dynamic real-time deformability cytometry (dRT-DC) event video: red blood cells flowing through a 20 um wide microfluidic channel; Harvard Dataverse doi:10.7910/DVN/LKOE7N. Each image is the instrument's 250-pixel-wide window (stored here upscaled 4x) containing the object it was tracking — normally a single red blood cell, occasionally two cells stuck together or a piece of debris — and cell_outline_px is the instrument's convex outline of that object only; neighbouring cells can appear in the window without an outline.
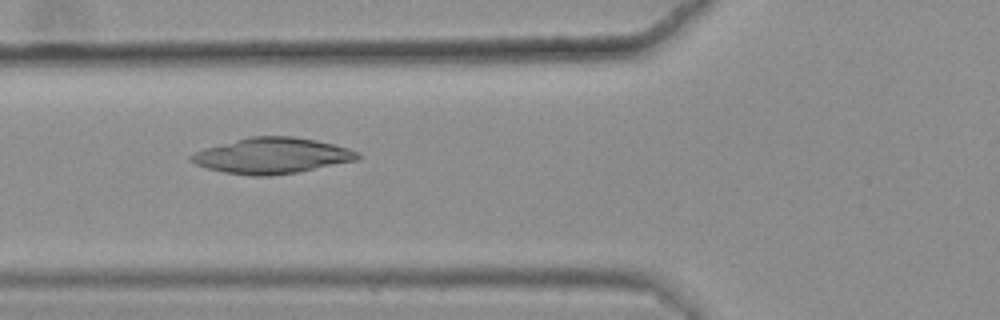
{"species": "common noctule bat (a hibernating species)", "species_latin": "Nyctalus noctula", "temperature_condition": "warm", "stored_images_in_passage": 49, "camera_frame_rate_fps": 3000, "um_per_image_px": 0.085, "animal": {"sex": "female", "body_mass_g": 25.1}, "frame": {"image": 1, "passage_image": 21, "time_ms": 6.667, "image_size_px": [1000, 320], "cell_outline_px": [[360, 156], [356, 160], [296, 172], [272, 176], [252, 176], [224, 172], [208, 168], [196, 164], [188, 160], [188, 156], [204, 148], [248, 136], [292, 136], [316, 140], [348, 148], [360, 152]], "centroid_in_image_um": [23.08, 13.23], "position_along_channel_um": 102.7, "area_um2": 34.56}}
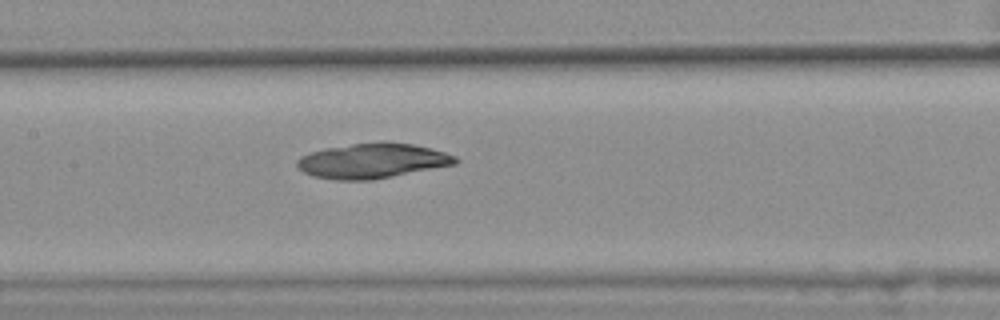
{"frame": {"image": 2, "passage_image": 27, "time_ms": 8.667, "image_size_px": [1000, 320], "cell_outline_px": [[460, 160], [456, 164], [372, 180], [336, 180], [312, 176], [304, 172], [296, 164], [296, 160], [300, 156], [324, 148], [352, 144], [384, 140], [412, 144], [432, 148], [456, 156]], "centroid_in_image_um": [31.67, 13.66], "position_along_channel_um": 175.7, "area_um2": 32.48}}
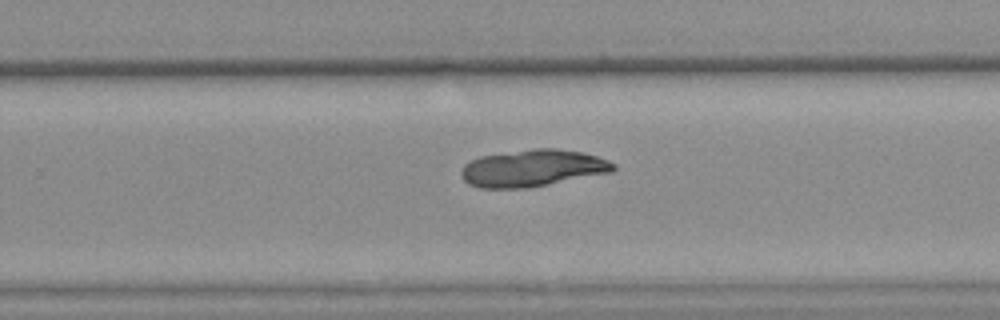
{"frame": {"image": 3, "passage_image": 36, "time_ms": 11.667, "image_size_px": [1000, 320], "cell_outline_px": [[616, 168], [612, 172], [528, 188], [480, 188], [468, 184], [464, 180], [460, 172], [464, 164], [480, 156], [536, 148], [556, 148], [580, 152], [596, 156], [608, 160], [616, 164]], "centroid_in_image_um": [45.28, 14.3], "position_along_channel_um": 284.5, "area_um2": 32.71}}